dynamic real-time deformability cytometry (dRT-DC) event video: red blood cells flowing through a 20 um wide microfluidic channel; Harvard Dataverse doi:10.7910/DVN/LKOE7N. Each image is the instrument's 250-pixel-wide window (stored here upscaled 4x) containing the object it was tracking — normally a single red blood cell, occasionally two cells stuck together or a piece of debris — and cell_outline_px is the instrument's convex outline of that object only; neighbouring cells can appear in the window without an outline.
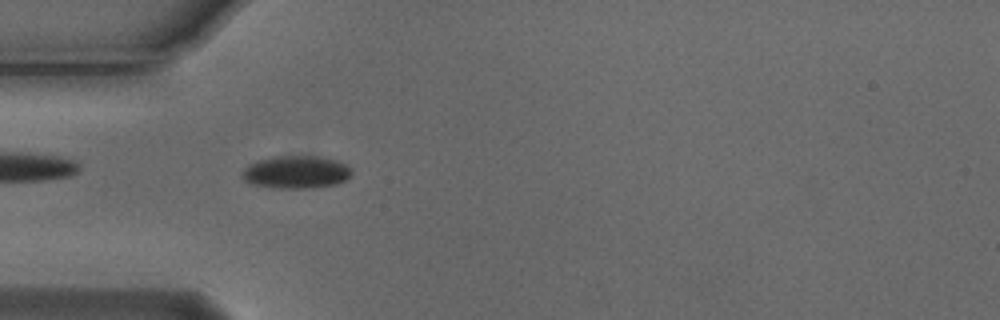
{"species": "Egyptian fruit bat (a non-hibernating species)", "species_latin": "Rousettus aegyptiacus", "temperature_condition": "cold", "stored_images_in_passage": 54, "camera_frame_rate_fps": 3000, "um_per_image_px": 0.085, "animal": {"sex": "male"}, "frame": {"image": 1, "passage_image": 16, "time_ms": 5.0, "image_size_px": [1000, 320], "cell_outline_px": [[352, 176], [336, 184], [312, 188], [272, 188], [252, 184], [244, 180], [240, 176], [240, 172], [248, 164], [256, 160], [272, 156], [316, 156], [336, 160], [352, 168]], "centroid_in_image_um": [25.12, 14.63], "position_along_channel_um": 59.9, "area_um2": 21.21}}
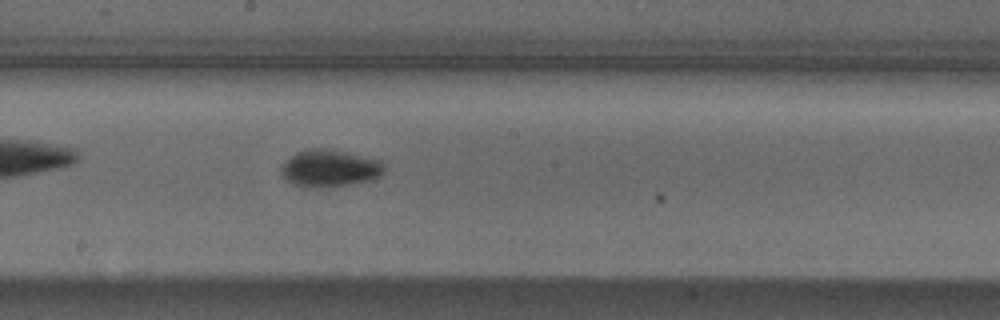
{"frame": {"image": 2, "passage_image": 29, "time_ms": 9.333, "image_size_px": [1000, 320], "cell_outline_px": [[384, 172], [380, 176], [368, 180], [348, 184], [324, 188], [308, 188], [296, 184], [288, 180], [280, 172], [280, 168], [296, 152], [316, 148], [320, 148], [380, 160], [384, 164]], "centroid_in_image_um": [28.02, 14.33], "position_along_channel_um": 220.2, "area_um2": 21.68}}
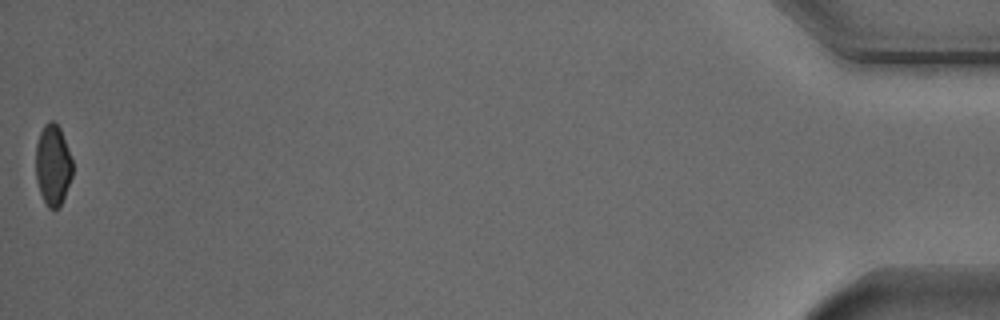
{"frame": {"image": 3, "passage_image": 54, "time_ms": 17.667, "image_size_px": [1000, 320], "cell_outline_px": [[72, 176], [60, 208], [48, 208], [40, 192], [36, 180], [36, 144], [40, 132], [44, 124], [48, 120], [52, 120], [60, 128], [72, 160]], "centroid_in_image_um": [4.49, 14.02], "position_along_channel_um": 430.7, "area_um2": 17.28}, "authors_computed_cell_mechanics": {"area_um2": 19.1607, "velocity_mm_per_s": 3.7606, "shape_relaxation_time_tau1_ms": 2.4176, "shape_relaxation_time_tau2_ms": null, "deformation_change_tau1": 0.0687, "deformation_change_tau2": null}}